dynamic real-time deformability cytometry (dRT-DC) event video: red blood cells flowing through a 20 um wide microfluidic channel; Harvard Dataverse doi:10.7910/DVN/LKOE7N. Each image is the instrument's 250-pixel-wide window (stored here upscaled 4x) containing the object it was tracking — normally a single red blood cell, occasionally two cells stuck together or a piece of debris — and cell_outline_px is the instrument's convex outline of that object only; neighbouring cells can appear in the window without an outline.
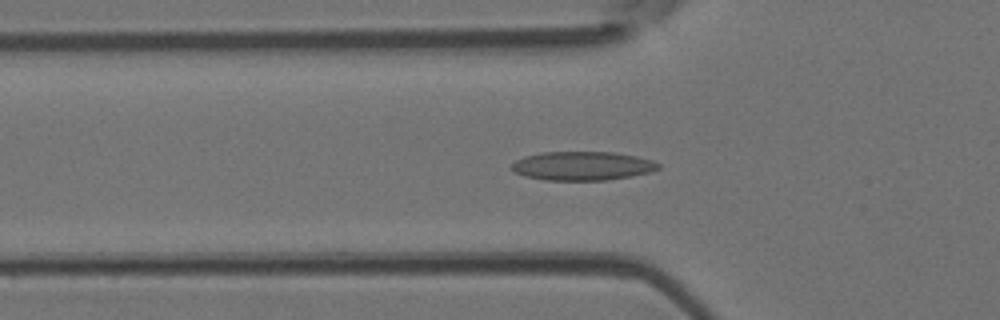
{"species": "Egyptian fruit bat (a non-hibernating species)", "species_latin": "Rousettus aegyptiacus", "temperature_condition": "room temperature", "stored_images_in_passage": 51, "camera_frame_rate_fps": 3000, "um_per_image_px": 0.085, "animal": {"sex": "female"}, "frame": {"image": 1, "passage_image": 17, "time_ms": 5.333, "image_size_px": [1000, 320], "cell_outline_px": [[660, 168], [652, 172], [632, 176], [604, 180], [544, 180], [524, 176], [516, 172], [512, 168], [512, 164], [516, 160], [524, 156], [540, 152], [612, 152], [636, 156], [652, 160], [660, 164]], "centroid_in_image_um": [49.52, 14.1], "position_along_channel_um": 76.3, "area_um2": 24.68}}
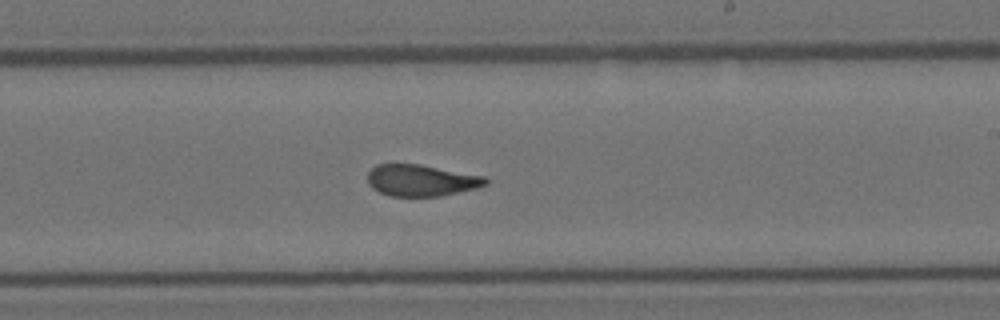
{"frame": {"image": 2, "passage_image": 30, "time_ms": 9.667, "image_size_px": [1000, 320], "cell_outline_px": [[488, 184], [476, 188], [440, 196], [392, 196], [380, 192], [372, 188], [368, 184], [368, 172], [376, 164], [420, 164], [484, 176], [488, 180]], "centroid_in_image_um": [35.8, 15.33], "position_along_channel_um": 253.2, "area_um2": 21.62}}
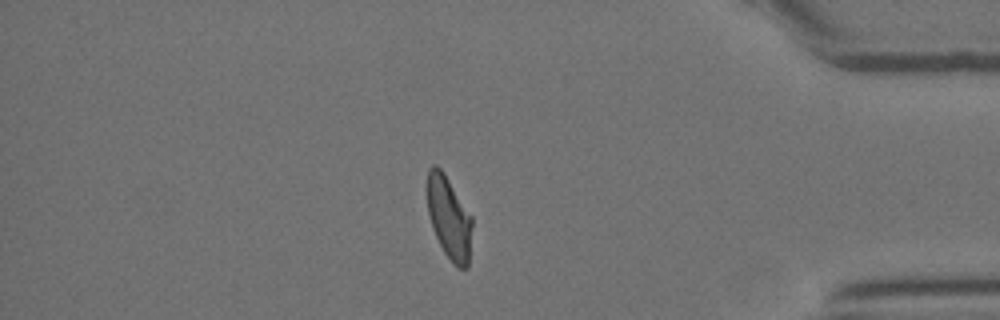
{"frame": {"image": 3, "passage_image": 43, "time_ms": 14.0, "image_size_px": [1000, 320], "cell_outline_px": [[472, 228], [468, 268], [456, 268], [452, 264], [444, 252], [432, 228], [428, 216], [424, 188], [428, 168], [432, 164], [436, 164], [444, 172], [472, 216]], "centroid_in_image_um": [38.12, 18.45], "position_along_channel_um": 397.1, "area_um2": 22.43}, "authors_computed_cell_mechanics": {"area_um2": 22.7154, "velocity_mm_per_s": 4.0628, "shape_relaxation_time_tau1_ms": null, "shape_relaxation_time_tau2_ms": 1.8871, "deformation_change_tau1": null, "deformation_change_tau2": 0.0882}}